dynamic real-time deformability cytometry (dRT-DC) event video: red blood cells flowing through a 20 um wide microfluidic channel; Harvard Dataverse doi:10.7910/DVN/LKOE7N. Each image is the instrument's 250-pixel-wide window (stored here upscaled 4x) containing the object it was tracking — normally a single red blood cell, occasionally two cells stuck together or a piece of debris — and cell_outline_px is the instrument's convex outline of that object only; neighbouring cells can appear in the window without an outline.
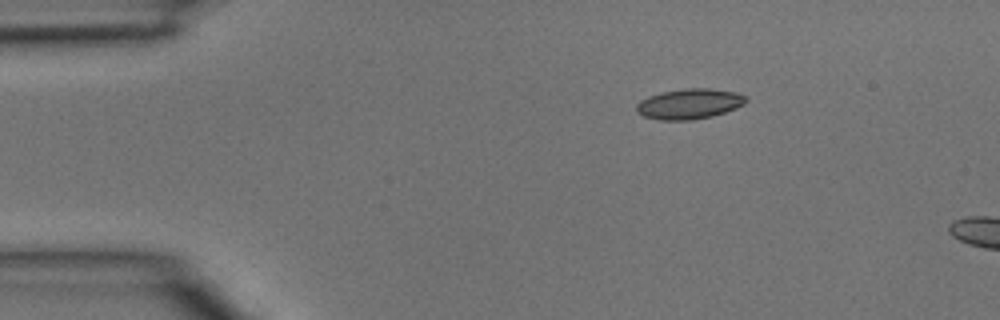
{"species": "common noctule bat (a hibernating species)", "species_latin": "Nyctalus noctula", "temperature_condition": "room temperature", "stored_images_in_passage": 5, "camera_frame_rate_fps": 3000, "um_per_image_px": 0.085, "animal": {"sex": "male", "body_mass_g": 15.6}, "frame": {"image": 1, "passage_image": 5, "time_ms": 1.333, "image_size_px": [1000, 320], "cell_outline_px": [[748, 100], [744, 104], [736, 108], [712, 116], [692, 120], [660, 120], [644, 116], [636, 112], [636, 104], [640, 100], [648, 96], [660, 92], [684, 88], [708, 88], [736, 92], [748, 96]], "centroid_in_image_um": [58.59, 8.82], "position_along_channel_um": 26.4, "area_um2": 19.54}}